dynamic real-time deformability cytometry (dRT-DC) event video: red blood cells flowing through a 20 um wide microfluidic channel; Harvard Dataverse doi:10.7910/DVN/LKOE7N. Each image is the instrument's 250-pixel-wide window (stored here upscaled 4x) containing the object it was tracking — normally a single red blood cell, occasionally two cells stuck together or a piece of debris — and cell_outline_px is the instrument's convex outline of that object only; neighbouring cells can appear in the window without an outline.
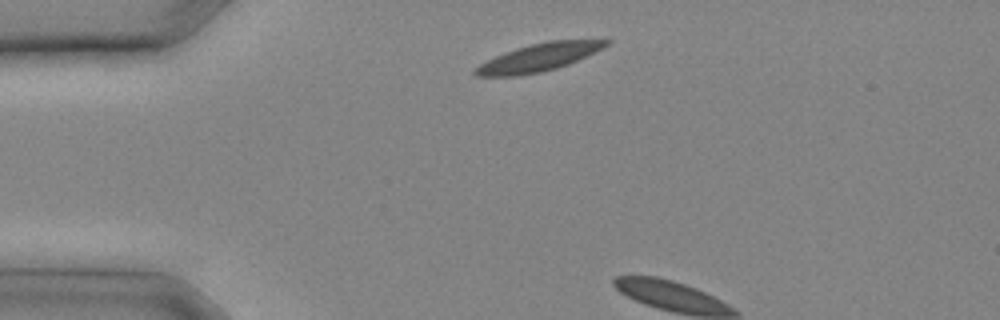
{"species": "common noctule bat (a hibernating species)", "species_latin": "Nyctalus noctula", "temperature_condition": "cold", "stored_images_in_passage": 2, "camera_frame_rate_fps": 3000, "um_per_image_px": 0.085, "animal": {"sex": "male", "body_mass_g": 20.4}, "frame": {"image": 1, "passage_image": 1, "time_ms": 0.0, "image_size_px": [1000, 320], "cell_outline_px": [[612, 40], [608, 44], [568, 64], [556, 68], [540, 72], [516, 76], [476, 76], [472, 72], [480, 64], [504, 52], [516, 48], [548, 40]], "centroid_in_image_um": [45.72, 4.89], "position_along_channel_um": 39.3, "area_um2": 20.58}}